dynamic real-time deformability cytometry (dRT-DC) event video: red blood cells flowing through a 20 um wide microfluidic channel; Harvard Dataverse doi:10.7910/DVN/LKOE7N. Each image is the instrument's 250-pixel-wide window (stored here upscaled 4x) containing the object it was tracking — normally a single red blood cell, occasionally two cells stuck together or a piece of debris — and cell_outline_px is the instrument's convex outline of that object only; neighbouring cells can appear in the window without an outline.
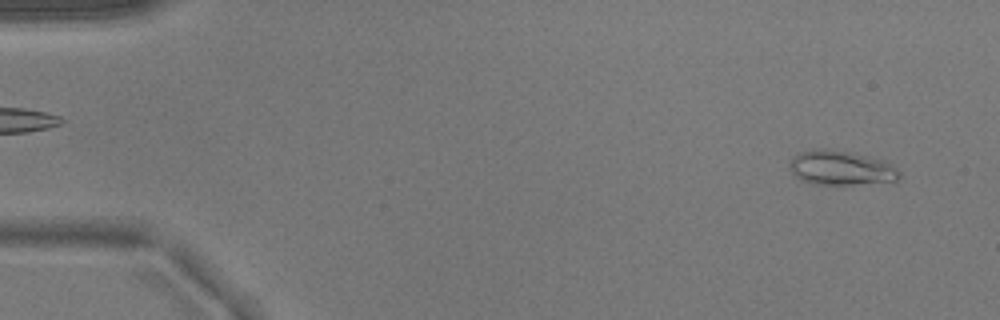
{"species": "common noctule bat (a hibernating species)", "species_latin": "Nyctalus noctula", "temperature_condition": "warm", "stored_images_in_passage": 16, "camera_frame_rate_fps": 3000, "um_per_image_px": 0.085, "animal": {"sex": "male", "body_mass_g": 17.9}, "frame": {"image": 1, "passage_image": 3, "time_ms": 0.667, "image_size_px": [1000, 320], "cell_outline_px": [[900, 176], [896, 180], [852, 184], [812, 184], [800, 180], [788, 168], [788, 164], [792, 156], [800, 152], [812, 148], [824, 148], [884, 160], [900, 172]], "centroid_in_image_um": [71.38, 14.27], "position_along_channel_um": 13.6, "area_um2": 21.73}}